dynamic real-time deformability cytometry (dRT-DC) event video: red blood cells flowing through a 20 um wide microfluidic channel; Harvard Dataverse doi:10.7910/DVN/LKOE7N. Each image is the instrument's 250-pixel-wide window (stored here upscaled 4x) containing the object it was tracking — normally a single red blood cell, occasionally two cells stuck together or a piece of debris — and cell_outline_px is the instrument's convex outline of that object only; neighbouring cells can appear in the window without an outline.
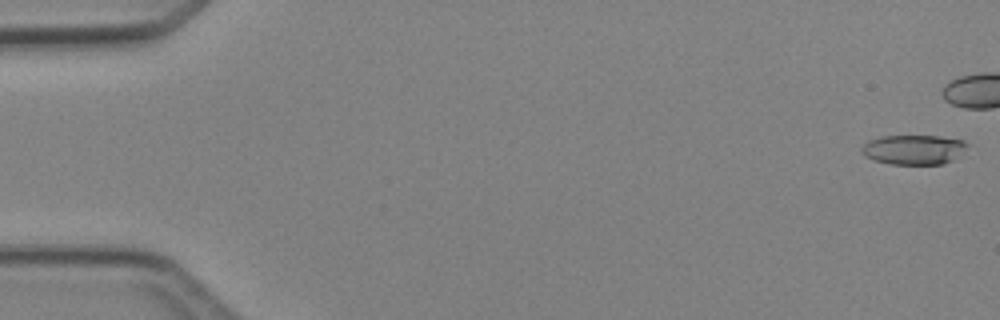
{"species": "Egyptian fruit bat (a non-hibernating species)", "species_latin": "Rousettus aegyptiacus", "temperature_condition": "cold", "stored_images_in_passage": 5, "camera_frame_rate_fps": 3000, "um_per_image_px": 0.085, "animal": {"sex": "female"}, "frame": {"image": 1, "passage_image": 1, "time_ms": 0.0, "image_size_px": [1000, 320], "cell_outline_px": [[968, 144], [952, 160], [944, 164], [892, 164], [876, 160], [860, 152], [860, 148], [868, 140], [880, 136], [936, 136], [964, 140]], "centroid_in_image_um": [77.62, 12.7], "position_along_channel_um": 7.4, "area_um2": 17.98}}